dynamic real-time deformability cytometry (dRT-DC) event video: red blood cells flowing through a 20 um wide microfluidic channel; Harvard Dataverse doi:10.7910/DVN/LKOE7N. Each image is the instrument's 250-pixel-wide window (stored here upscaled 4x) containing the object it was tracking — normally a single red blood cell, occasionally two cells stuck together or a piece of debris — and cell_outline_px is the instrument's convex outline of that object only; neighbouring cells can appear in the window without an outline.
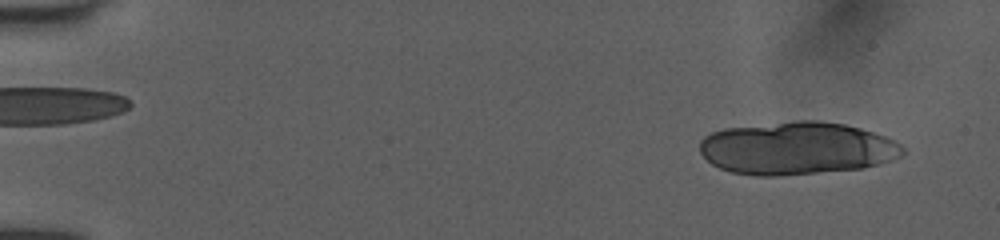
{"species": "human", "species_latin": "Homo sapiens", "temperature_condition": "room temperature", "stored_images_in_passage": 17, "camera_frame_rate_fps": 3000, "um_per_image_px": 0.085, "donor": {"sex": "female"}, "frame": {"image": 1, "passage_image": 3, "time_ms": 0.667, "image_size_px": [1000, 240], "cell_outline_px": [[904, 152], [900, 156], [892, 160], [880, 164], [864, 168], [776, 176], [756, 176], [732, 172], [720, 168], [712, 164], [700, 152], [700, 140], [704, 136], [712, 132], [724, 128], [796, 120], [820, 120], [844, 124], [860, 128], [884, 136], [900, 144], [904, 148]], "centroid_in_image_um": [67.72, 12.6], "position_along_channel_um": 17.3, "area_um2": 62.48}}